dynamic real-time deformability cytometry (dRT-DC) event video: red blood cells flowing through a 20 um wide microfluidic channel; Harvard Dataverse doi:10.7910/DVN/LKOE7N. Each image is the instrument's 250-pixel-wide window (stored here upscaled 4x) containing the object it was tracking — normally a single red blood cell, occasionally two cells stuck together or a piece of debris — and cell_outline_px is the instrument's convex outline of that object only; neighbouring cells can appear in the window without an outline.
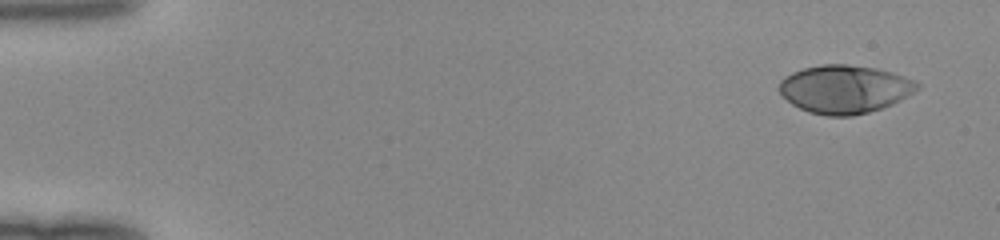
{"species": "human", "species_latin": "Homo sapiens", "temperature_condition": "room temperature", "stored_images_in_passage": 47, "camera_frame_rate_fps": 3000, "um_per_image_px": 0.085, "donor": {"sex": "female"}, "frame": {"image": 1, "passage_image": 1, "time_ms": 0.0, "image_size_px": [1000, 240], "cell_outline_px": [[920, 88], [900, 100], [892, 104], [868, 112], [852, 116], [828, 116], [808, 112], [792, 104], [780, 92], [780, 80], [784, 76], [792, 72], [804, 68], [820, 64], [848, 64], [876, 68], [892, 72], [916, 80], [920, 84]], "centroid_in_image_um": [71.81, 7.57], "position_along_channel_um": 13.2, "area_um2": 38.78}}
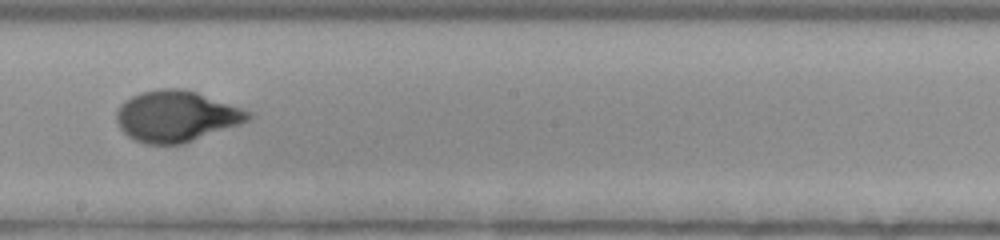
{"frame": {"image": 2, "passage_image": 27, "time_ms": 8.667, "image_size_px": [1000, 240], "cell_outline_px": [[252, 116], [248, 120], [240, 124], [180, 144], [144, 144], [132, 140], [120, 128], [116, 120], [116, 112], [120, 104], [124, 100], [140, 92], [160, 88], [184, 88], [196, 92], [252, 112]], "centroid_in_image_um": [14.93, 9.87], "position_along_channel_um": 233.3, "area_um2": 39.02}}
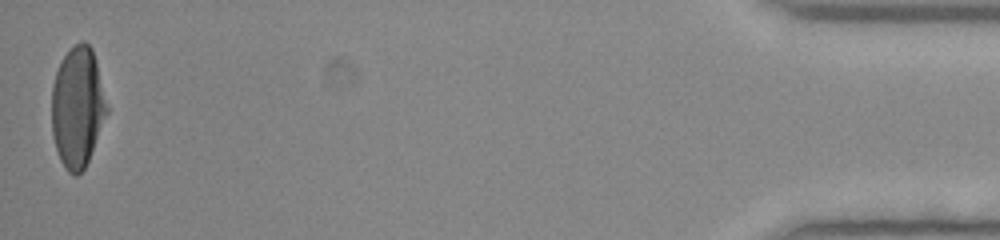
{"frame": {"image": 3, "passage_image": 47, "time_ms": 15.333, "image_size_px": [1000, 240], "cell_outline_px": [[108, 112], [88, 160], [84, 168], [76, 176], [72, 176], [64, 168], [60, 160], [52, 136], [52, 84], [56, 72], [64, 56], [76, 44], [84, 40], [92, 48], [108, 108]], "centroid_in_image_um": [6.58, 9.14], "position_along_channel_um": 428.6, "area_um2": 38.38}}